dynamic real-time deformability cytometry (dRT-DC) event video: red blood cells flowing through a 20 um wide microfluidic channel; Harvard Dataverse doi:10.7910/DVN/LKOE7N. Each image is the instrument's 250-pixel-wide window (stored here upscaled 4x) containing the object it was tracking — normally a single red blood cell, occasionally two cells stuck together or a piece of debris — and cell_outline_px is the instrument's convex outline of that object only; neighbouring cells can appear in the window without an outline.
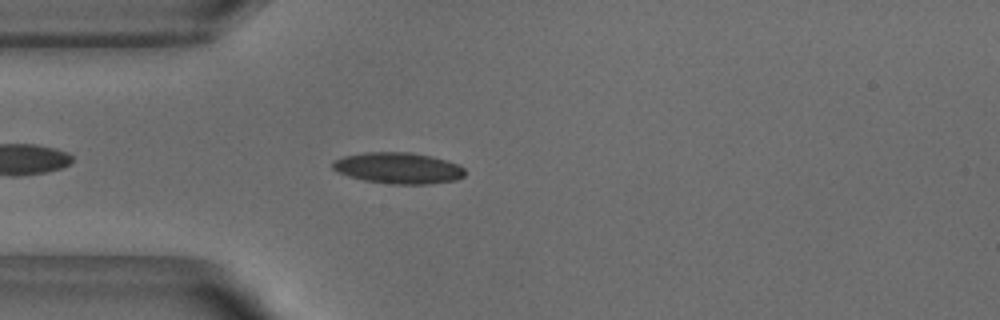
{"species": "common noctule bat (a hibernating species)", "species_latin": "Nyctalus noctula", "temperature_condition": "warm", "stored_images_in_passage": 41, "camera_frame_rate_fps": 3000, "um_per_image_px": 0.085, "animal": {"sex": "male", "body_mass_g": 18.8}, "frame": {"image": 1, "passage_image": 5, "time_ms": 1.333, "image_size_px": [1000, 320], "cell_outline_px": [[464, 176], [456, 180], [428, 184], [392, 184], [364, 180], [348, 176], [336, 172], [332, 168], [332, 160], [344, 156], [364, 152], [408, 152], [432, 156], [448, 160], [460, 164], [464, 168]], "centroid_in_image_um": [33.85, 14.28], "position_along_channel_um": 51.2, "area_um2": 24.28}}
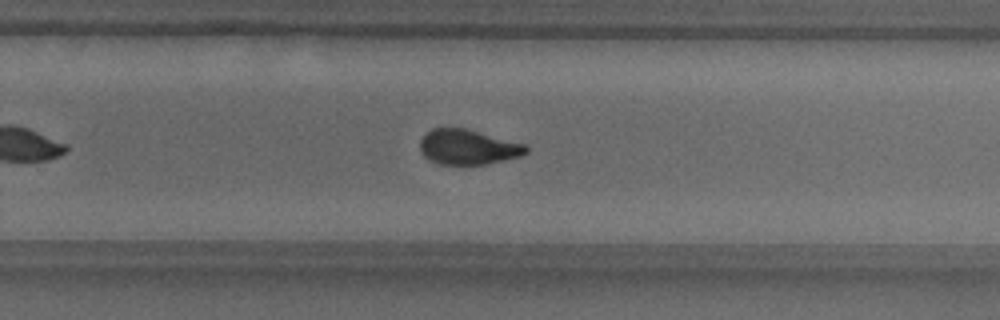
{"frame": {"image": 2, "passage_image": 24, "time_ms": 7.667, "image_size_px": [1000, 320], "cell_outline_px": [[528, 152], [520, 156], [488, 164], [440, 164], [428, 160], [420, 152], [420, 140], [432, 128], [464, 128], [524, 144], [528, 148]], "centroid_in_image_um": [39.75, 12.51], "position_along_channel_um": 290.0, "area_um2": 21.44}}
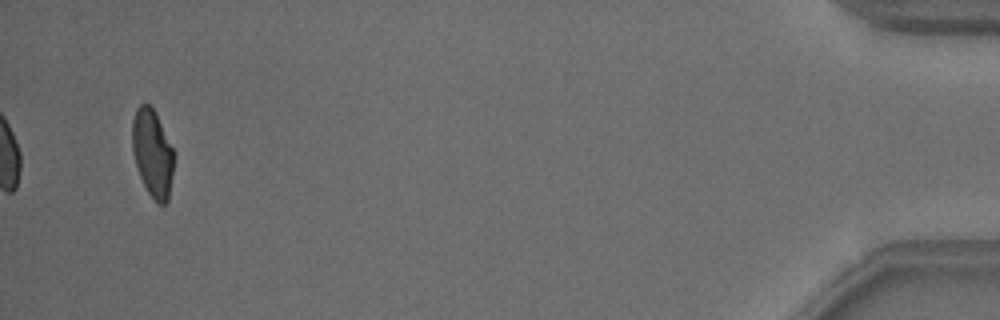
{"frame": {"image": 3, "passage_image": 41, "time_ms": 13.333, "image_size_px": [1000, 320], "cell_outline_px": [[176, 156], [168, 200], [164, 204], [156, 204], [148, 192], [140, 176], [132, 152], [132, 120], [136, 108], [140, 104], [148, 104], [156, 112], [176, 152]], "centroid_in_image_um": [12.99, 13.01], "position_along_channel_um": 422.2, "area_um2": 21.79}, "authors_computed_cell_mechanics": {"area_um2": 22.5998, "velocity_mm_per_s": 3.8563, "shape_relaxation_time_tau1_ms": 3.9713, "shape_relaxation_time_tau2_ms": 0.4161, "deformation_change_tau1": 0.1626, "deformation_change_tau2": 0.0505}}